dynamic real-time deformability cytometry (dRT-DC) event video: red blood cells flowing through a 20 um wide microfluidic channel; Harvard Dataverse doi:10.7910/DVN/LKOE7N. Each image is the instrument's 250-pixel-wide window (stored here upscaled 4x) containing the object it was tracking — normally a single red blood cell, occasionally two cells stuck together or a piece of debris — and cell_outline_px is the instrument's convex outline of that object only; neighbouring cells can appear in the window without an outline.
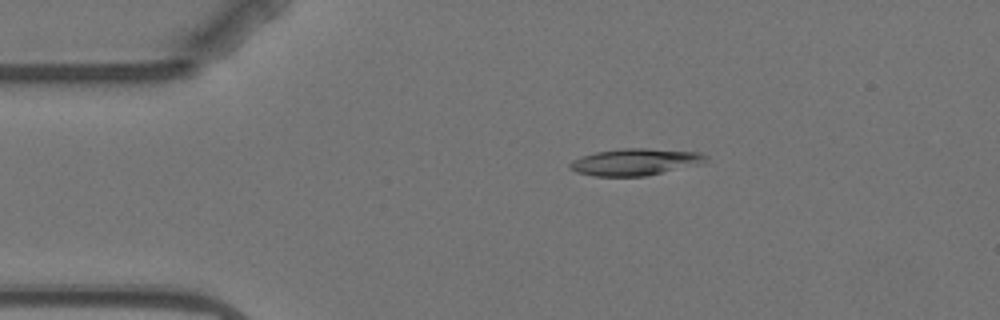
{"species": "Egyptian fruit bat (a non-hibernating species)", "species_latin": "Rousettus aegyptiacus", "temperature_condition": "warm", "stored_images_in_passage": 5, "camera_frame_rate_fps": 3000, "um_per_image_px": 0.085, "animal": {"sex": "female"}, "frame": {"image": 1, "passage_image": 3, "time_ms": 2.667, "image_size_px": [1000, 320], "cell_outline_px": [[708, 160], [704, 164], [644, 176], [592, 176], [576, 172], [568, 168], [568, 164], [572, 160], [580, 156], [596, 152], [624, 148], [648, 148], [700, 152], [708, 156]], "centroid_in_image_um": [54.01, 13.76], "position_along_channel_um": 31.0, "area_um2": 21.56}}
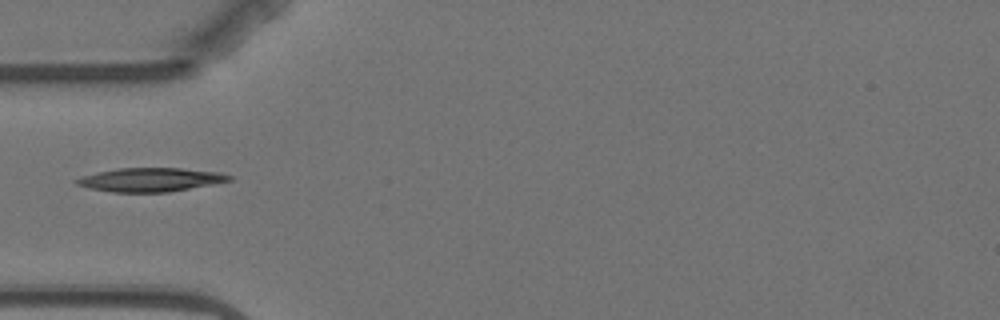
{"frame": {"image": 2, "passage_image": 5, "time_ms": 5.0, "image_size_px": [1000, 320], "cell_outline_px": [[232, 180], [212, 184], [168, 192], [112, 192], [92, 188], [76, 184], [72, 180], [80, 176], [96, 172], [116, 168], [180, 168], [220, 172], [232, 176]], "centroid_in_image_um": [12.75, 15.26], "position_along_channel_um": 72.2, "area_um2": 21.1}}